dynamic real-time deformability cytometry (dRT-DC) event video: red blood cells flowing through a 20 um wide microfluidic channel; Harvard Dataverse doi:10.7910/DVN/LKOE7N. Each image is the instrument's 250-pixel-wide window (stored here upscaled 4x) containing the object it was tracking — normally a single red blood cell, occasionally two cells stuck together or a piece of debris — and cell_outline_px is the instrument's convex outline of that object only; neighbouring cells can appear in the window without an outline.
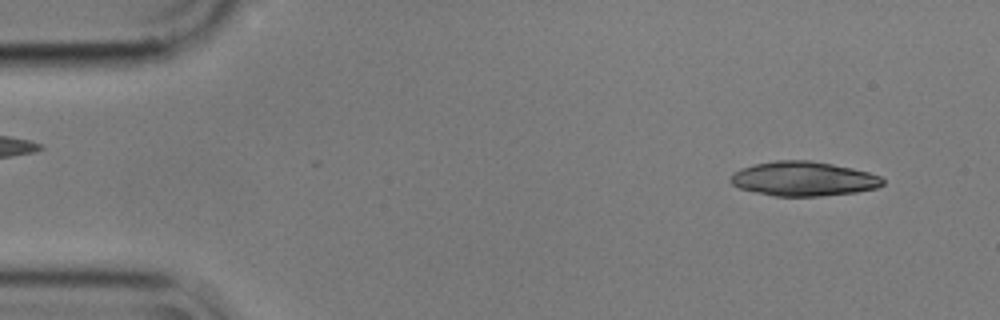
{"species": "common noctule bat (a hibernating species)", "species_latin": "Nyctalus noctula", "temperature_condition": "cold", "stored_images_in_passage": 16, "camera_frame_rate_fps": 3000, "um_per_image_px": 0.085, "animal": {"sex": "male", "body_mass_g": 17.9}, "frame": {"image": 1, "passage_image": 4, "time_ms": 1.0, "image_size_px": [1000, 320], "cell_outline_px": [[884, 184], [876, 188], [856, 192], [820, 196], [776, 196], [756, 192], [740, 188], [732, 184], [728, 180], [740, 168], [756, 164], [776, 160], [808, 160], [832, 164], [852, 168], [868, 172], [880, 176], [884, 180]], "centroid_in_image_um": [68.31, 15.2], "position_along_channel_um": 16.7, "area_um2": 30.35}}